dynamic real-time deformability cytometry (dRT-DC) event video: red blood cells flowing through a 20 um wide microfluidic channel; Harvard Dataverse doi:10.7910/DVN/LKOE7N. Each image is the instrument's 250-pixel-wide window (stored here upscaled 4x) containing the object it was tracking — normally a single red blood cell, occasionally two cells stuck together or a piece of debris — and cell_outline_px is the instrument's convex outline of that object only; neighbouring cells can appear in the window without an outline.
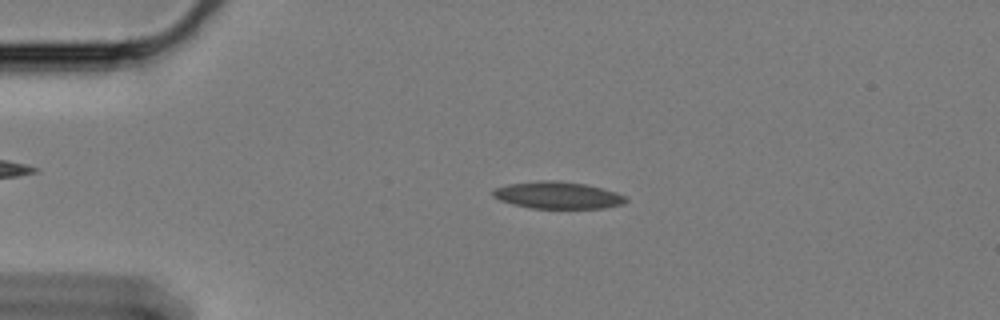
{"species": "Egyptian fruit bat (a non-hibernating species)", "species_latin": "Rousettus aegyptiacus", "temperature_condition": "cold", "stored_images_in_passage": 59, "camera_frame_rate_fps": 3000, "um_per_image_px": 0.085, "animal": {"sex": "female"}, "frame": {"image": 1, "passage_image": 12, "time_ms": 3.667, "image_size_px": [1000, 320], "cell_outline_px": [[628, 200], [624, 204], [604, 208], [532, 208], [512, 204], [500, 200], [492, 196], [492, 188], [508, 184], [540, 180], [560, 180], [584, 184], [616, 192], [624, 196]], "centroid_in_image_um": [47.37, 16.59], "position_along_channel_um": 37.6, "area_um2": 20.98}}
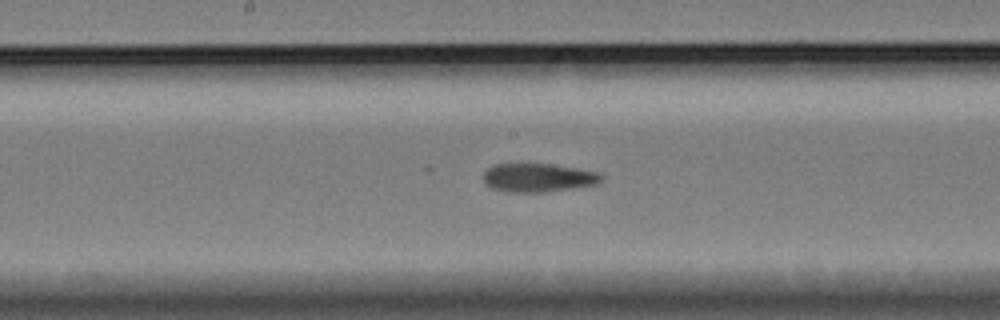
{"frame": {"image": 2, "passage_image": 30, "time_ms": 9.667, "image_size_px": [1000, 320], "cell_outline_px": [[604, 180], [596, 184], [544, 192], [508, 192], [492, 188], [484, 180], [484, 172], [492, 164], [548, 164], [576, 168], [600, 172], [604, 176]], "centroid_in_image_um": [45.77, 15.1], "position_along_channel_um": 202.4, "area_um2": 19.54}}
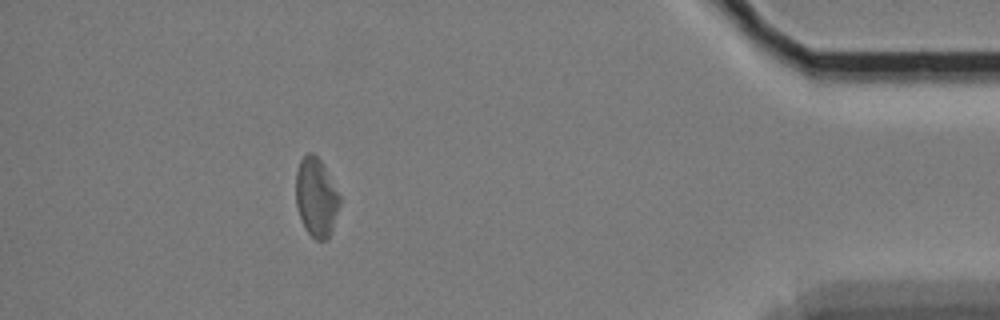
{"frame": {"image": 3, "passage_image": 53, "time_ms": 17.333, "image_size_px": [1000, 320], "cell_outline_px": [[340, 204], [328, 240], [316, 240], [304, 228], [296, 204], [296, 172], [300, 160], [308, 152], [312, 152], [320, 160], [340, 196]], "centroid_in_image_um": [26.86, 16.78], "position_along_channel_um": 408.3, "area_um2": 19.88}, "authors_computed_cell_mechanics": {"area_um2": 20.808, "velocity_mm_per_s": 3.314, "shape_relaxation_time_tau1_ms": null, "shape_relaxation_time_tau2_ms": 4.5966, "deformation_change_tau1": null, "deformation_change_tau2": 0.11}}